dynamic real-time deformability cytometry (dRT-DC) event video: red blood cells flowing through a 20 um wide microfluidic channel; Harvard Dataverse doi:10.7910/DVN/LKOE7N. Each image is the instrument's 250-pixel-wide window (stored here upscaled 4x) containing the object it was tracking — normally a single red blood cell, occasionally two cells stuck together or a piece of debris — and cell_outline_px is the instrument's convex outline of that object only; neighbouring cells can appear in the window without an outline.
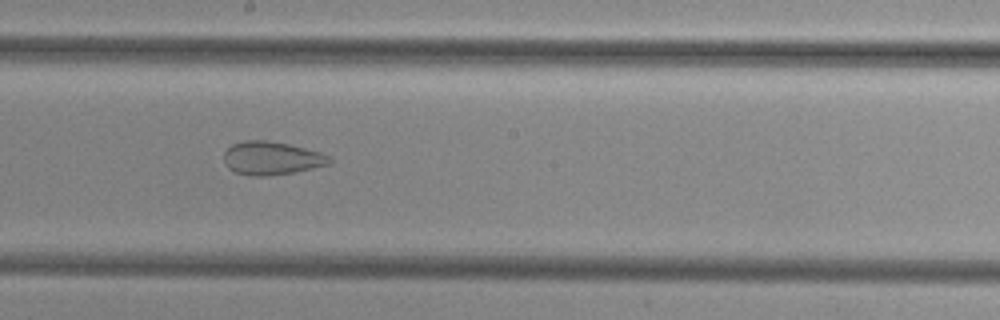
{"species": "common noctule bat (a hibernating species)", "species_latin": "Nyctalus noctula", "temperature_condition": "cold", "stored_images_in_passage": 47, "camera_frame_rate_fps": 3000, "um_per_image_px": 0.085, "animal": {"sex": "female", "body_mass_g": 29.2, "forearm_length_mm": 56.3}, "frame": {"image": 1, "passage_image": 25, "time_ms": 8.0, "image_size_px": [1000, 320], "cell_outline_px": [[332, 160], [328, 164], [296, 172], [268, 176], [248, 176], [236, 172], [228, 168], [224, 164], [224, 152], [232, 144], [244, 140], [268, 140], [288, 144], [320, 152], [332, 156]], "centroid_in_image_um": [23.07, 13.45], "position_along_channel_um": 225.1, "area_um2": 20.63}}
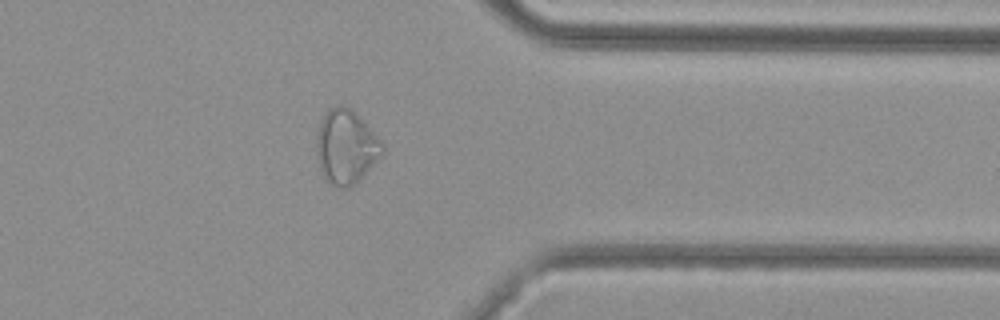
{"frame": {"image": 2, "passage_image": 37, "time_ms": 12.0, "image_size_px": [1000, 320], "cell_outline_px": [[384, 152], [360, 180], [356, 184], [348, 188], [340, 188], [332, 184], [324, 176], [320, 168], [316, 148], [316, 132], [320, 120], [328, 108], [340, 104], [348, 104], [360, 116], [384, 144]], "centroid_in_image_um": [29.41, 12.43], "position_along_channel_um": 382.0, "area_um2": 28.84}}
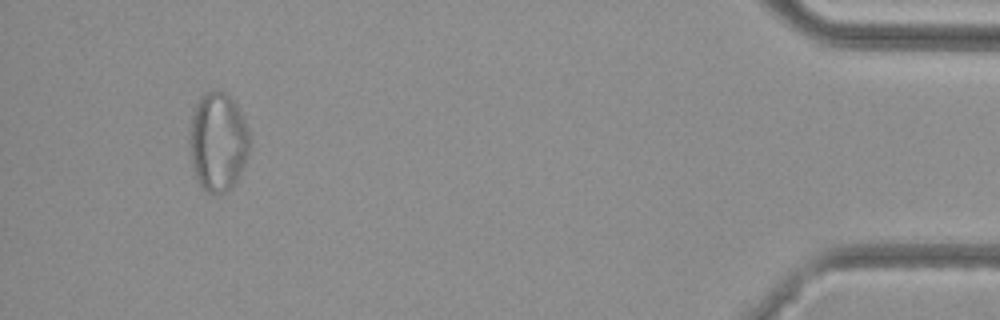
{"frame": {"image": 3, "passage_image": 44, "time_ms": 14.333, "image_size_px": [1000, 320], "cell_outline_px": [[248, 152], [244, 164], [236, 180], [224, 192], [216, 196], [208, 192], [196, 180], [192, 172], [188, 152], [188, 128], [196, 104], [200, 96], [208, 92], [224, 92], [236, 104], [244, 116], [248, 132]], "centroid_in_image_um": [18.46, 12.07], "position_along_channel_um": 416.7, "area_um2": 34.85}}